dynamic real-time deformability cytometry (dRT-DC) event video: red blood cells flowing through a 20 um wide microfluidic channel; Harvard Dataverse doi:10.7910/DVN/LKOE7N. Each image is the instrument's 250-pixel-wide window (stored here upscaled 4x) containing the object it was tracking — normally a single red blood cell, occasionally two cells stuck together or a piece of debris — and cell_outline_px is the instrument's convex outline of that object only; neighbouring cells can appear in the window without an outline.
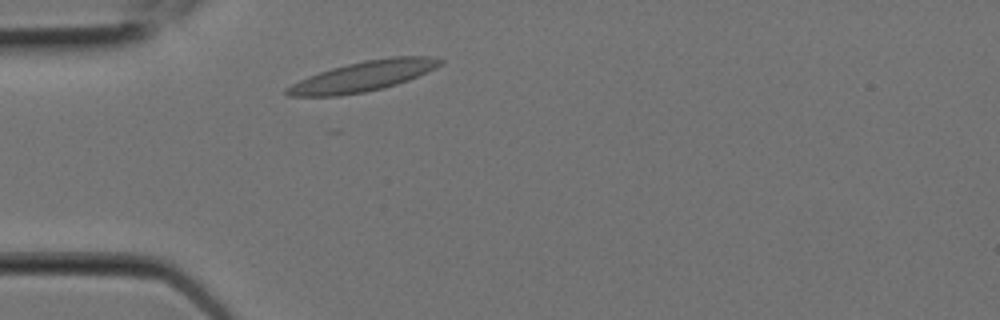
{"species": "Egyptian fruit bat (a non-hibernating species)", "species_latin": "Rousettus aegyptiacus", "temperature_condition": "room temperature", "stored_images_in_passage": 2, "camera_frame_rate_fps": 3000, "um_per_image_px": 0.085, "animal": {"sex": "female"}, "frame": {"image": 1, "passage_image": 2, "time_ms": 0.333, "image_size_px": [1000, 320], "cell_outline_px": [[444, 60], [436, 68], [408, 80], [384, 88], [364, 92], [340, 96], [288, 96], [284, 92], [284, 88], [308, 76], [332, 68], [364, 60], [392, 56], [432, 56]], "centroid_in_image_um": [30.87, 6.48], "position_along_channel_um": 54.1, "area_um2": 26.88}}